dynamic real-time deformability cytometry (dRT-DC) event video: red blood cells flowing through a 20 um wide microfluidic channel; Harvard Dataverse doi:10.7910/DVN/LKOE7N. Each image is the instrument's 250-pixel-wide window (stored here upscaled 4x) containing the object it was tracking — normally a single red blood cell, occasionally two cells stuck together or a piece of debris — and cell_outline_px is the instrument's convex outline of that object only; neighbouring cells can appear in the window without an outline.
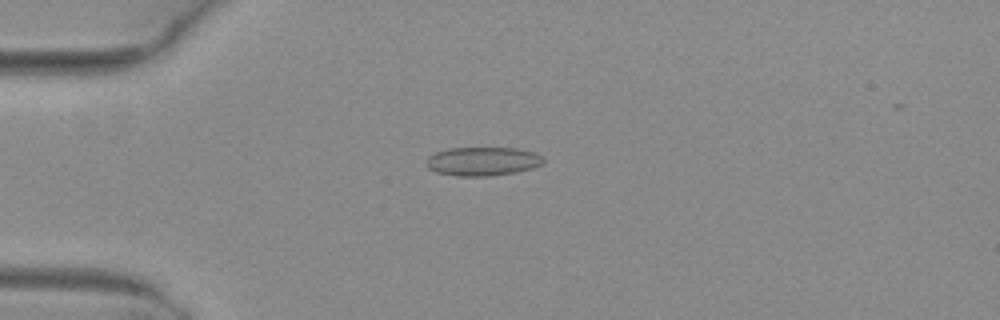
{"species": "common noctule bat (a hibernating species)", "species_latin": "Nyctalus noctula", "temperature_condition": "warm", "stored_images_in_passage": 6, "camera_frame_rate_fps": 3000, "um_per_image_px": 0.085, "animal": {"sex": "female", "body_mass_g": 29.2, "forearm_length_mm": 56.3}, "frame": {"image": 1, "passage_image": 4, "time_ms": 1.0, "image_size_px": [1000, 320], "cell_outline_px": [[544, 164], [532, 168], [516, 172], [492, 176], [456, 176], [436, 172], [428, 168], [424, 164], [424, 160], [428, 156], [436, 152], [448, 148], [516, 148], [536, 152], [544, 160]], "centroid_in_image_um": [41.0, 13.71], "position_along_channel_um": 44.0, "area_um2": 19.88}}